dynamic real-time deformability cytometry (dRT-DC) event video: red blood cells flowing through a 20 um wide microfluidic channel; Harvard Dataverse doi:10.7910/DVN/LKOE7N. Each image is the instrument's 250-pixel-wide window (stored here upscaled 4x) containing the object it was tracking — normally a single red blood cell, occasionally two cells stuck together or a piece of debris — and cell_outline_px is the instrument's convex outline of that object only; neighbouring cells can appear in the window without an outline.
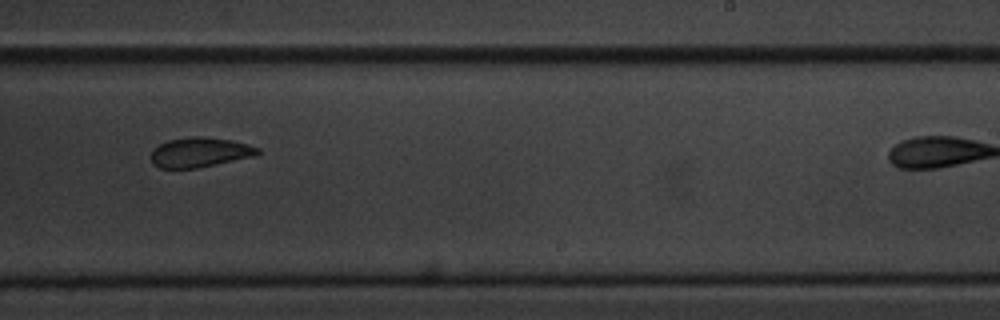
{"species": "common noctule bat (a hibernating species)", "species_latin": "Nyctalus noctula", "temperature_condition": "cold", "stored_images_in_passage": 16, "camera_frame_rate_fps": 3000, "um_per_image_px": 0.085, "animal": {"sex": "male", "body_mass_g": 20.1, "forearm_length_mm": 53.5}, "frame": {"image": 1, "passage_image": 10, "time_ms": 11.333, "image_size_px": [1000, 320], "cell_outline_px": [[260, 152], [256, 156], [196, 168], [160, 168], [152, 164], [152, 148], [168, 140], [192, 136], [204, 136], [232, 140], [248, 144], [260, 148]], "centroid_in_image_um": [17.0, 12.94], "position_along_channel_um": 272.0, "area_um2": 18.61}}
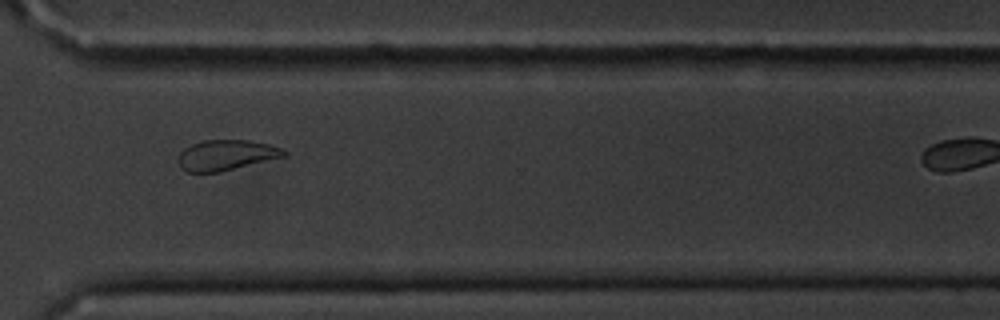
{"frame": {"image": 2, "passage_image": 12, "time_ms": 13.667, "image_size_px": [1000, 320], "cell_outline_px": [[288, 156], [220, 172], [188, 172], [180, 168], [180, 152], [184, 148], [192, 144], [204, 140], [248, 140], [268, 144], [280, 148], [288, 152]], "centroid_in_image_um": [19.27, 13.19], "position_along_channel_um": 351.3, "area_um2": 18.73}, "authors_computed_cell_mechanics": {"area_um2": 20.4901, "velocity_mm_per_s": 3.4041, "shape_relaxation_time_tau1_ms": null, "shape_relaxation_time_tau2_ms": 1.0968, "deformation_change_tau1": null, "deformation_change_tau2": 0.0612}}